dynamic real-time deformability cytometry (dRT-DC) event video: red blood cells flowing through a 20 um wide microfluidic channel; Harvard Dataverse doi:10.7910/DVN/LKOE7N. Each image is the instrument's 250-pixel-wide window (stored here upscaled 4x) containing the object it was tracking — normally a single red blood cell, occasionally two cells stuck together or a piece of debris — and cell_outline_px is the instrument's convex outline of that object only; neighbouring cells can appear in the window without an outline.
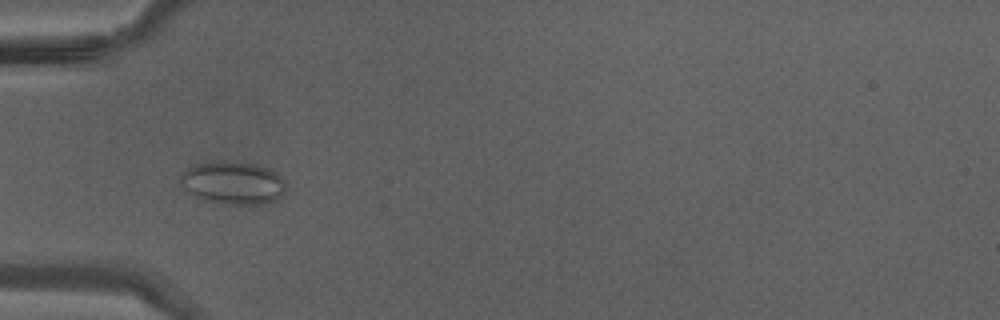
{"species": "Egyptian fruit bat (a non-hibernating species)", "species_latin": "Rousettus aegyptiacus", "temperature_condition": "warm", "stored_images_in_passage": 43, "camera_frame_rate_fps": 3000, "um_per_image_px": 0.085, "animal": {"sex": "male"}, "frame": {"image": 1, "passage_image": 15, "time_ms": 4.667, "image_size_px": [1000, 320], "cell_outline_px": [[284, 192], [272, 204], [220, 204], [204, 200], [196, 196], [184, 188], [180, 184], [180, 176], [188, 168], [196, 164], [256, 164], [268, 168], [276, 172], [284, 180]], "centroid_in_image_um": [19.84, 15.61], "position_along_channel_um": 65.2, "area_um2": 25.61}}
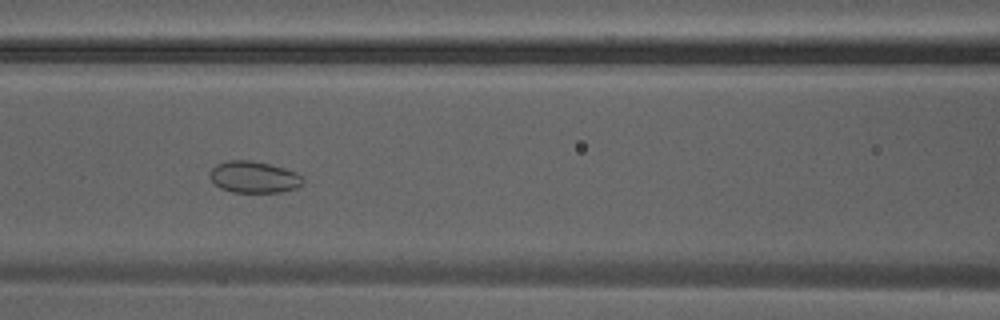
{"frame": {"image": 2, "passage_image": 20, "time_ms": 6.333, "image_size_px": [1000, 320], "cell_outline_px": [[304, 180], [296, 188], [280, 192], [232, 192], [220, 188], [208, 176], [208, 172], [216, 164], [228, 160], [248, 160], [268, 164], [284, 168], [296, 172]], "centroid_in_image_um": [21.53, 15.05], "position_along_channel_um": 145.1, "area_um2": 17.05}}
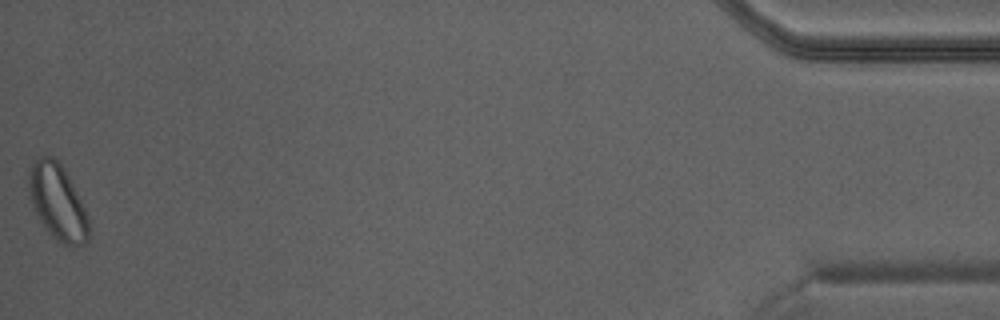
{"frame": {"image": 3, "passage_image": 43, "time_ms": 14.0, "image_size_px": [1000, 320], "cell_outline_px": [[92, 228], [88, 240], [84, 244], [60, 244], [48, 232], [40, 220], [28, 196], [28, 168], [40, 156], [52, 156], [64, 168], [84, 208]], "centroid_in_image_um": [4.89, 17.19], "position_along_channel_um": 430.3, "area_um2": 26.41}}